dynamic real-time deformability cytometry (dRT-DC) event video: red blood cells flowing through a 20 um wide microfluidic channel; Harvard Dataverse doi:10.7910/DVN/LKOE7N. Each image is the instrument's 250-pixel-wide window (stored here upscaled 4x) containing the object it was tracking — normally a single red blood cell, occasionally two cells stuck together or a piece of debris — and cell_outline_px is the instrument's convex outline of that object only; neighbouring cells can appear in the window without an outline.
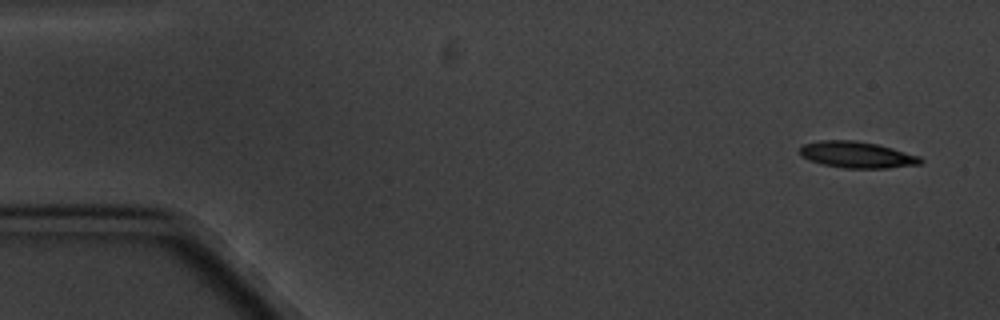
{"species": "common noctule bat (a hibernating species)", "species_latin": "Nyctalus noctula", "temperature_condition": "cold", "stored_images_in_passage": 6, "camera_frame_rate_fps": 3000, "um_per_image_px": 0.085, "animal": {"sex": "male", "body_mass_g": 20.1, "forearm_length_mm": 53.5}, "frame": {"image": 1, "passage_image": 1, "time_ms": 0.0, "image_size_px": [1000, 320], "cell_outline_px": [[924, 160], [920, 164], [888, 168], [840, 168], [820, 164], [808, 160], [800, 156], [800, 148], [804, 144], [820, 140], [856, 140], [876, 144], [892, 148], [920, 156]], "centroid_in_image_um": [72.81, 13.16], "position_along_channel_um": 12.2, "area_um2": 18.73}}
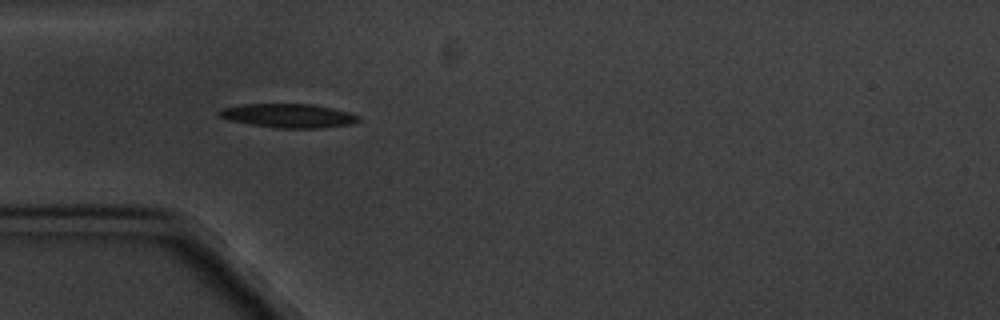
{"frame": {"image": 2, "passage_image": 5, "time_ms": 4.667, "image_size_px": [1000, 320], "cell_outline_px": [[360, 120], [352, 124], [320, 128], [276, 128], [228, 120], [220, 116], [216, 112], [220, 108], [244, 104], [312, 104], [332, 108], [348, 112], [360, 116]], "centroid_in_image_um": [24.51, 9.83], "position_along_channel_um": 60.5, "area_um2": 19.42}}